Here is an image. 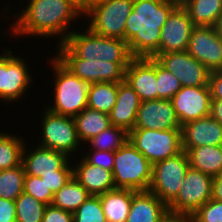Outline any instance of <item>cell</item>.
<instances>
[{"label":"cell","mask_w":222,"mask_h":222,"mask_svg":"<svg viewBox=\"0 0 222 222\" xmlns=\"http://www.w3.org/2000/svg\"><path fill=\"white\" fill-rule=\"evenodd\" d=\"M178 4L176 0H134L124 31L133 57L154 58L159 54L161 28Z\"/></svg>","instance_id":"obj_1"},{"label":"cell","mask_w":222,"mask_h":222,"mask_svg":"<svg viewBox=\"0 0 222 222\" xmlns=\"http://www.w3.org/2000/svg\"><path fill=\"white\" fill-rule=\"evenodd\" d=\"M80 14H82L81 8L72 0H30L28 7L13 24V32L16 35L62 34L60 40L62 44L71 33L66 32L69 23Z\"/></svg>","instance_id":"obj_2"},{"label":"cell","mask_w":222,"mask_h":222,"mask_svg":"<svg viewBox=\"0 0 222 222\" xmlns=\"http://www.w3.org/2000/svg\"><path fill=\"white\" fill-rule=\"evenodd\" d=\"M64 43L80 59L131 62L134 58L125 40L100 36L89 28L84 34L72 31Z\"/></svg>","instance_id":"obj_3"},{"label":"cell","mask_w":222,"mask_h":222,"mask_svg":"<svg viewBox=\"0 0 222 222\" xmlns=\"http://www.w3.org/2000/svg\"><path fill=\"white\" fill-rule=\"evenodd\" d=\"M112 173L116 188L148 191L152 164L128 141L115 151Z\"/></svg>","instance_id":"obj_4"},{"label":"cell","mask_w":222,"mask_h":222,"mask_svg":"<svg viewBox=\"0 0 222 222\" xmlns=\"http://www.w3.org/2000/svg\"><path fill=\"white\" fill-rule=\"evenodd\" d=\"M52 63L57 76L55 80V103L47 109L52 113L74 118L87 107L90 84L74 75L56 57Z\"/></svg>","instance_id":"obj_5"},{"label":"cell","mask_w":222,"mask_h":222,"mask_svg":"<svg viewBox=\"0 0 222 222\" xmlns=\"http://www.w3.org/2000/svg\"><path fill=\"white\" fill-rule=\"evenodd\" d=\"M56 57L68 70L88 84L120 83L130 62H110L99 59H80L65 43L59 45Z\"/></svg>","instance_id":"obj_6"},{"label":"cell","mask_w":222,"mask_h":222,"mask_svg":"<svg viewBox=\"0 0 222 222\" xmlns=\"http://www.w3.org/2000/svg\"><path fill=\"white\" fill-rule=\"evenodd\" d=\"M129 141L152 165L183 151L181 129L133 128L129 132Z\"/></svg>","instance_id":"obj_7"},{"label":"cell","mask_w":222,"mask_h":222,"mask_svg":"<svg viewBox=\"0 0 222 222\" xmlns=\"http://www.w3.org/2000/svg\"><path fill=\"white\" fill-rule=\"evenodd\" d=\"M189 166L184 150L176 156L154 163L148 191L168 205L178 194Z\"/></svg>","instance_id":"obj_8"},{"label":"cell","mask_w":222,"mask_h":222,"mask_svg":"<svg viewBox=\"0 0 222 222\" xmlns=\"http://www.w3.org/2000/svg\"><path fill=\"white\" fill-rule=\"evenodd\" d=\"M213 177L189 166L176 197L167 205L168 212L191 216L212 198Z\"/></svg>","instance_id":"obj_9"},{"label":"cell","mask_w":222,"mask_h":222,"mask_svg":"<svg viewBox=\"0 0 222 222\" xmlns=\"http://www.w3.org/2000/svg\"><path fill=\"white\" fill-rule=\"evenodd\" d=\"M134 0H110L91 8L86 14L91 16L88 28L95 34L124 40L126 20Z\"/></svg>","instance_id":"obj_10"},{"label":"cell","mask_w":222,"mask_h":222,"mask_svg":"<svg viewBox=\"0 0 222 222\" xmlns=\"http://www.w3.org/2000/svg\"><path fill=\"white\" fill-rule=\"evenodd\" d=\"M43 115V140L39 146L67 155L77 150L80 140L74 118L52 113L48 109Z\"/></svg>","instance_id":"obj_11"},{"label":"cell","mask_w":222,"mask_h":222,"mask_svg":"<svg viewBox=\"0 0 222 222\" xmlns=\"http://www.w3.org/2000/svg\"><path fill=\"white\" fill-rule=\"evenodd\" d=\"M174 74L182 86H208L211 71L187 51L157 54L154 57Z\"/></svg>","instance_id":"obj_12"},{"label":"cell","mask_w":222,"mask_h":222,"mask_svg":"<svg viewBox=\"0 0 222 222\" xmlns=\"http://www.w3.org/2000/svg\"><path fill=\"white\" fill-rule=\"evenodd\" d=\"M181 125L210 115L211 93L208 86H182L170 99Z\"/></svg>","instance_id":"obj_13"},{"label":"cell","mask_w":222,"mask_h":222,"mask_svg":"<svg viewBox=\"0 0 222 222\" xmlns=\"http://www.w3.org/2000/svg\"><path fill=\"white\" fill-rule=\"evenodd\" d=\"M195 25L186 9L179 3L161 28L159 54L187 51Z\"/></svg>","instance_id":"obj_14"},{"label":"cell","mask_w":222,"mask_h":222,"mask_svg":"<svg viewBox=\"0 0 222 222\" xmlns=\"http://www.w3.org/2000/svg\"><path fill=\"white\" fill-rule=\"evenodd\" d=\"M187 52L210 71L222 70V39L214 26H195Z\"/></svg>","instance_id":"obj_15"},{"label":"cell","mask_w":222,"mask_h":222,"mask_svg":"<svg viewBox=\"0 0 222 222\" xmlns=\"http://www.w3.org/2000/svg\"><path fill=\"white\" fill-rule=\"evenodd\" d=\"M27 65L19 57L11 55V51L0 55V98L17 100L24 94L31 81Z\"/></svg>","instance_id":"obj_16"},{"label":"cell","mask_w":222,"mask_h":222,"mask_svg":"<svg viewBox=\"0 0 222 222\" xmlns=\"http://www.w3.org/2000/svg\"><path fill=\"white\" fill-rule=\"evenodd\" d=\"M134 128L150 130L181 129L171 100L143 101L137 111Z\"/></svg>","instance_id":"obj_17"},{"label":"cell","mask_w":222,"mask_h":222,"mask_svg":"<svg viewBox=\"0 0 222 222\" xmlns=\"http://www.w3.org/2000/svg\"><path fill=\"white\" fill-rule=\"evenodd\" d=\"M124 80L138 94L141 102L158 99L155 58L134 57L125 69Z\"/></svg>","instance_id":"obj_18"},{"label":"cell","mask_w":222,"mask_h":222,"mask_svg":"<svg viewBox=\"0 0 222 222\" xmlns=\"http://www.w3.org/2000/svg\"><path fill=\"white\" fill-rule=\"evenodd\" d=\"M182 148L222 145V125L211 115L181 125Z\"/></svg>","instance_id":"obj_19"},{"label":"cell","mask_w":222,"mask_h":222,"mask_svg":"<svg viewBox=\"0 0 222 222\" xmlns=\"http://www.w3.org/2000/svg\"><path fill=\"white\" fill-rule=\"evenodd\" d=\"M23 149L22 165L26 175L40 177L54 171H73L68 165V155L42 146L36 147L26 155Z\"/></svg>","instance_id":"obj_20"},{"label":"cell","mask_w":222,"mask_h":222,"mask_svg":"<svg viewBox=\"0 0 222 222\" xmlns=\"http://www.w3.org/2000/svg\"><path fill=\"white\" fill-rule=\"evenodd\" d=\"M140 103L138 94L125 80L118 83L117 100L109 113L111 124L130 132L134 128Z\"/></svg>","instance_id":"obj_21"},{"label":"cell","mask_w":222,"mask_h":222,"mask_svg":"<svg viewBox=\"0 0 222 222\" xmlns=\"http://www.w3.org/2000/svg\"><path fill=\"white\" fill-rule=\"evenodd\" d=\"M166 213L167 205L155 194L132 190V202L126 222H159Z\"/></svg>","instance_id":"obj_22"},{"label":"cell","mask_w":222,"mask_h":222,"mask_svg":"<svg viewBox=\"0 0 222 222\" xmlns=\"http://www.w3.org/2000/svg\"><path fill=\"white\" fill-rule=\"evenodd\" d=\"M73 177L93 196L116 189L112 171L91 165L84 158L73 168Z\"/></svg>","instance_id":"obj_23"},{"label":"cell","mask_w":222,"mask_h":222,"mask_svg":"<svg viewBox=\"0 0 222 222\" xmlns=\"http://www.w3.org/2000/svg\"><path fill=\"white\" fill-rule=\"evenodd\" d=\"M182 149L186 152L192 168L212 177L222 171V145Z\"/></svg>","instance_id":"obj_24"},{"label":"cell","mask_w":222,"mask_h":222,"mask_svg":"<svg viewBox=\"0 0 222 222\" xmlns=\"http://www.w3.org/2000/svg\"><path fill=\"white\" fill-rule=\"evenodd\" d=\"M107 222H126L131 202L132 190L116 188L99 195Z\"/></svg>","instance_id":"obj_25"},{"label":"cell","mask_w":222,"mask_h":222,"mask_svg":"<svg viewBox=\"0 0 222 222\" xmlns=\"http://www.w3.org/2000/svg\"><path fill=\"white\" fill-rule=\"evenodd\" d=\"M74 121L76 124L77 136L81 142H87L112 125L108 113L97 111L89 107H86L75 116Z\"/></svg>","instance_id":"obj_26"},{"label":"cell","mask_w":222,"mask_h":222,"mask_svg":"<svg viewBox=\"0 0 222 222\" xmlns=\"http://www.w3.org/2000/svg\"><path fill=\"white\" fill-rule=\"evenodd\" d=\"M181 5L195 26H215L222 12V0H183Z\"/></svg>","instance_id":"obj_27"},{"label":"cell","mask_w":222,"mask_h":222,"mask_svg":"<svg viewBox=\"0 0 222 222\" xmlns=\"http://www.w3.org/2000/svg\"><path fill=\"white\" fill-rule=\"evenodd\" d=\"M90 194L72 176L54 195L52 205L59 209L74 213Z\"/></svg>","instance_id":"obj_28"},{"label":"cell","mask_w":222,"mask_h":222,"mask_svg":"<svg viewBox=\"0 0 222 222\" xmlns=\"http://www.w3.org/2000/svg\"><path fill=\"white\" fill-rule=\"evenodd\" d=\"M117 92L118 83L97 82L90 84L87 107L109 114L116 103Z\"/></svg>","instance_id":"obj_29"},{"label":"cell","mask_w":222,"mask_h":222,"mask_svg":"<svg viewBox=\"0 0 222 222\" xmlns=\"http://www.w3.org/2000/svg\"><path fill=\"white\" fill-rule=\"evenodd\" d=\"M25 175L22 164L0 170V198L15 201L23 193Z\"/></svg>","instance_id":"obj_30"},{"label":"cell","mask_w":222,"mask_h":222,"mask_svg":"<svg viewBox=\"0 0 222 222\" xmlns=\"http://www.w3.org/2000/svg\"><path fill=\"white\" fill-rule=\"evenodd\" d=\"M23 141L16 136L0 133V170L22 164Z\"/></svg>","instance_id":"obj_31"},{"label":"cell","mask_w":222,"mask_h":222,"mask_svg":"<svg viewBox=\"0 0 222 222\" xmlns=\"http://www.w3.org/2000/svg\"><path fill=\"white\" fill-rule=\"evenodd\" d=\"M128 141L129 132L127 130L111 125L87 142H90L95 150L115 152Z\"/></svg>","instance_id":"obj_32"},{"label":"cell","mask_w":222,"mask_h":222,"mask_svg":"<svg viewBox=\"0 0 222 222\" xmlns=\"http://www.w3.org/2000/svg\"><path fill=\"white\" fill-rule=\"evenodd\" d=\"M16 222H42L46 204L24 192L15 200Z\"/></svg>","instance_id":"obj_33"},{"label":"cell","mask_w":222,"mask_h":222,"mask_svg":"<svg viewBox=\"0 0 222 222\" xmlns=\"http://www.w3.org/2000/svg\"><path fill=\"white\" fill-rule=\"evenodd\" d=\"M158 99L170 100L182 87L178 78L156 60Z\"/></svg>","instance_id":"obj_34"},{"label":"cell","mask_w":222,"mask_h":222,"mask_svg":"<svg viewBox=\"0 0 222 222\" xmlns=\"http://www.w3.org/2000/svg\"><path fill=\"white\" fill-rule=\"evenodd\" d=\"M73 222H107L99 196L90 195L73 213Z\"/></svg>","instance_id":"obj_35"},{"label":"cell","mask_w":222,"mask_h":222,"mask_svg":"<svg viewBox=\"0 0 222 222\" xmlns=\"http://www.w3.org/2000/svg\"><path fill=\"white\" fill-rule=\"evenodd\" d=\"M23 192L33 196L46 205H50L53 201L54 194L50 189H47V186L41 177L25 175Z\"/></svg>","instance_id":"obj_36"},{"label":"cell","mask_w":222,"mask_h":222,"mask_svg":"<svg viewBox=\"0 0 222 222\" xmlns=\"http://www.w3.org/2000/svg\"><path fill=\"white\" fill-rule=\"evenodd\" d=\"M190 222H222V201L211 198L190 216Z\"/></svg>","instance_id":"obj_37"},{"label":"cell","mask_w":222,"mask_h":222,"mask_svg":"<svg viewBox=\"0 0 222 222\" xmlns=\"http://www.w3.org/2000/svg\"><path fill=\"white\" fill-rule=\"evenodd\" d=\"M73 176V171H54V173L42 174L47 189L55 194Z\"/></svg>","instance_id":"obj_38"},{"label":"cell","mask_w":222,"mask_h":222,"mask_svg":"<svg viewBox=\"0 0 222 222\" xmlns=\"http://www.w3.org/2000/svg\"><path fill=\"white\" fill-rule=\"evenodd\" d=\"M83 158L91 165L113 171L115 152L94 150L91 155L87 154Z\"/></svg>","instance_id":"obj_39"},{"label":"cell","mask_w":222,"mask_h":222,"mask_svg":"<svg viewBox=\"0 0 222 222\" xmlns=\"http://www.w3.org/2000/svg\"><path fill=\"white\" fill-rule=\"evenodd\" d=\"M42 222H73V213L47 205Z\"/></svg>","instance_id":"obj_40"},{"label":"cell","mask_w":222,"mask_h":222,"mask_svg":"<svg viewBox=\"0 0 222 222\" xmlns=\"http://www.w3.org/2000/svg\"><path fill=\"white\" fill-rule=\"evenodd\" d=\"M0 222H16L15 201L0 198Z\"/></svg>","instance_id":"obj_41"},{"label":"cell","mask_w":222,"mask_h":222,"mask_svg":"<svg viewBox=\"0 0 222 222\" xmlns=\"http://www.w3.org/2000/svg\"><path fill=\"white\" fill-rule=\"evenodd\" d=\"M208 85L211 98L222 100V70L211 71Z\"/></svg>","instance_id":"obj_42"},{"label":"cell","mask_w":222,"mask_h":222,"mask_svg":"<svg viewBox=\"0 0 222 222\" xmlns=\"http://www.w3.org/2000/svg\"><path fill=\"white\" fill-rule=\"evenodd\" d=\"M212 199L222 201V171L213 177Z\"/></svg>","instance_id":"obj_43"},{"label":"cell","mask_w":222,"mask_h":222,"mask_svg":"<svg viewBox=\"0 0 222 222\" xmlns=\"http://www.w3.org/2000/svg\"><path fill=\"white\" fill-rule=\"evenodd\" d=\"M210 115L222 125V100L212 99Z\"/></svg>","instance_id":"obj_44"},{"label":"cell","mask_w":222,"mask_h":222,"mask_svg":"<svg viewBox=\"0 0 222 222\" xmlns=\"http://www.w3.org/2000/svg\"><path fill=\"white\" fill-rule=\"evenodd\" d=\"M159 222H190V216L168 212Z\"/></svg>","instance_id":"obj_45"},{"label":"cell","mask_w":222,"mask_h":222,"mask_svg":"<svg viewBox=\"0 0 222 222\" xmlns=\"http://www.w3.org/2000/svg\"><path fill=\"white\" fill-rule=\"evenodd\" d=\"M107 1L110 0H84L81 12L85 15L91 8Z\"/></svg>","instance_id":"obj_46"},{"label":"cell","mask_w":222,"mask_h":222,"mask_svg":"<svg viewBox=\"0 0 222 222\" xmlns=\"http://www.w3.org/2000/svg\"><path fill=\"white\" fill-rule=\"evenodd\" d=\"M218 36L222 39V12L217 20L216 25L214 26Z\"/></svg>","instance_id":"obj_47"},{"label":"cell","mask_w":222,"mask_h":222,"mask_svg":"<svg viewBox=\"0 0 222 222\" xmlns=\"http://www.w3.org/2000/svg\"><path fill=\"white\" fill-rule=\"evenodd\" d=\"M74 1L80 8H82L84 0H72Z\"/></svg>","instance_id":"obj_48"}]
</instances>
